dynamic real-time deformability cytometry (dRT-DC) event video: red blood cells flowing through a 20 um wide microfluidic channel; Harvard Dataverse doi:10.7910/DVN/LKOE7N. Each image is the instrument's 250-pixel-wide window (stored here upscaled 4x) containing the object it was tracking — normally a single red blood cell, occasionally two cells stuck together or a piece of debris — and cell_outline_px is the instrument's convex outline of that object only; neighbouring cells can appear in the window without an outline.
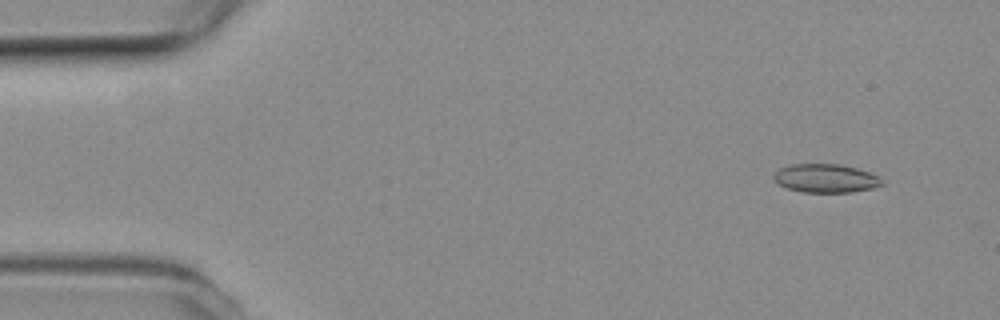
{"species": "common noctule bat (a hibernating species)", "species_latin": "Nyctalus noctula", "temperature_condition": "room temperature", "stored_images_in_passage": 52, "camera_frame_rate_fps": 3000, "um_per_image_px": 0.085, "animal": {"sex": "female", "body_mass_g": 19.3, "forearm_length_mm": 54.1}, "frame": {"image": 1, "passage_image": 4, "time_ms": 1.0, "image_size_px": [1000, 320], "cell_outline_px": [[884, 184], [872, 188], [852, 192], [804, 192], [788, 188], [772, 180], [772, 176], [780, 168], [792, 164], [840, 164], [856, 168], [880, 176], [884, 180]], "centroid_in_image_um": [70.21, 15.15], "position_along_channel_um": 14.8, "area_um2": 18.03}}
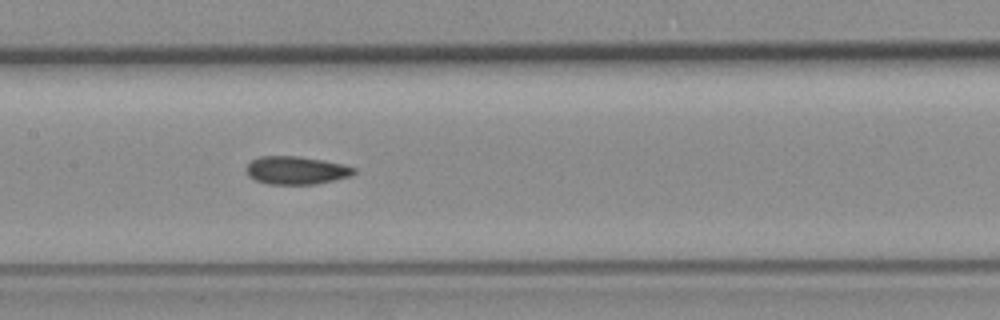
{"frame": {"image": 2, "passage_image": 25, "time_ms": 8.0, "image_size_px": [1000, 320], "cell_outline_px": [[356, 172], [352, 176], [316, 184], [268, 184], [256, 180], [248, 176], [244, 168], [252, 160], [260, 156], [300, 156], [324, 160], [344, 164], [356, 168]], "centroid_in_image_um": [25.19, 14.47], "position_along_channel_um": 182.2, "area_um2": 17.8}}
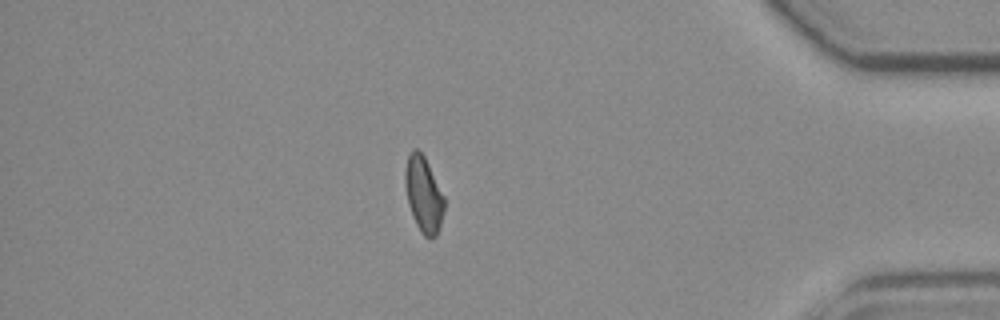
{"frame": {"image": 3, "passage_image": 45, "time_ms": 14.667, "image_size_px": [1000, 320], "cell_outline_px": [[444, 212], [436, 236], [424, 236], [420, 232], [412, 216], [408, 204], [404, 184], [404, 168], [408, 156], [412, 148], [416, 148], [424, 156], [444, 196]], "centroid_in_image_um": [35.97, 16.5], "position_along_channel_um": 399.2, "area_um2": 17.22}, "authors_computed_cell_mechanics": {"area_um2": 17.7446, "velocity_mm_per_s": 3.8799, "shape_relaxation_time_tau1_ms": null, "shape_relaxation_time_tau2_ms": 3.5396, "deformation_change_tau1": null, "deformation_change_tau2": 0.1051}}